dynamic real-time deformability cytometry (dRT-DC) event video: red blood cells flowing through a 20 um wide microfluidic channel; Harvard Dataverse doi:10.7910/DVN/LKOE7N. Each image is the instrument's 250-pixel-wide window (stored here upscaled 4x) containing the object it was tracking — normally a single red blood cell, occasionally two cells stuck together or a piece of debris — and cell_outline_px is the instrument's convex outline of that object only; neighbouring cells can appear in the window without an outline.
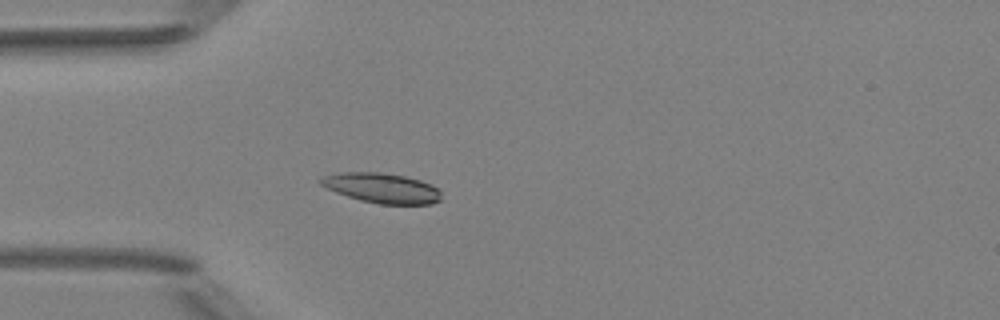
{"species": "Egyptian fruit bat (a non-hibernating species)", "species_latin": "Rousettus aegyptiacus", "temperature_condition": "room temperature", "stored_images_in_passage": 3, "camera_frame_rate_fps": 3000, "um_per_image_px": 0.085, "animal": {"sex": "female"}, "frame": {"image": 1, "passage_image": 3, "time_ms": 3.0, "image_size_px": [1000, 320], "cell_outline_px": [[440, 200], [432, 204], [380, 204], [360, 200], [336, 192], [320, 184], [316, 180], [320, 176], [340, 172], [384, 172], [404, 176], [420, 180], [432, 184], [440, 192]], "centroid_in_image_um": [32.42, 15.97], "position_along_channel_um": 52.6, "area_um2": 21.15}}